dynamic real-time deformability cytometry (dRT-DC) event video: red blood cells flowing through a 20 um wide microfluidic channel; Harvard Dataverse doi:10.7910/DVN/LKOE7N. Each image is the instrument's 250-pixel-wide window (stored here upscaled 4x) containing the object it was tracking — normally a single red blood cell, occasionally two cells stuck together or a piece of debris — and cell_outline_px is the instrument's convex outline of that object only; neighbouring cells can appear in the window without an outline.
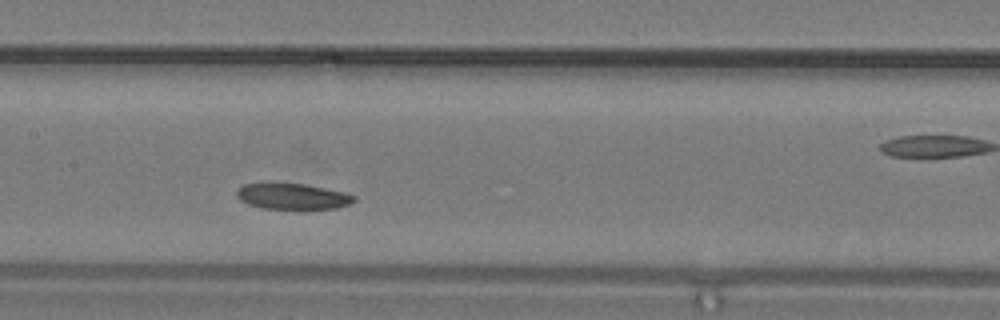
{"species": "common noctule bat (a hibernating species)", "species_latin": "Nyctalus noctula", "temperature_condition": "warm", "stored_images_in_passage": 26, "camera_frame_rate_fps": 3000, "um_per_image_px": 0.085, "animal": {"sex": "male", "body_mass_g": 19.2, "forearm_length_mm": 51.8}, "frame": {"image": 1, "passage_image": 12, "time_ms": 3.667, "image_size_px": [1000, 320], "cell_outline_px": [[356, 200], [352, 204], [336, 208], [300, 212], [260, 208], [248, 204], [240, 200], [236, 196], [236, 192], [244, 184], [304, 184], [344, 192], [356, 196]], "centroid_in_image_um": [24.93, 16.76], "position_along_channel_um": 182.5, "area_um2": 18.44}}
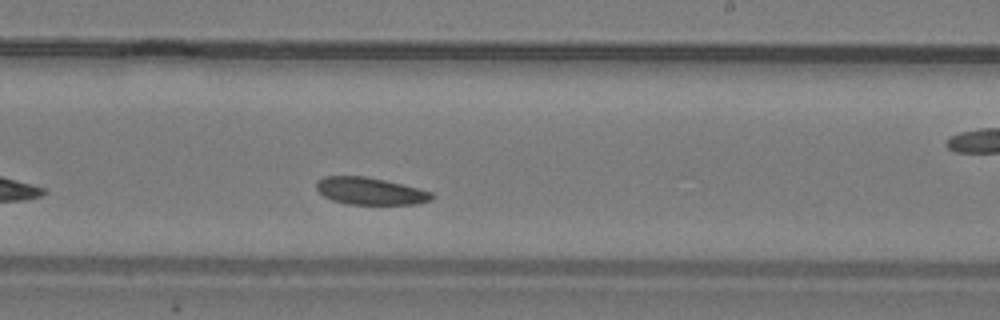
{"frame": {"image": 2, "passage_image": 15, "time_ms": 4.667, "image_size_px": [1000, 320], "cell_outline_px": [[436, 196], [432, 200], [416, 204], [348, 204], [332, 200], [324, 196], [316, 188], [316, 184], [324, 176], [364, 176], [384, 180], [432, 192]], "centroid_in_image_um": [31.48, 16.25], "position_along_channel_um": 257.5, "area_um2": 18.09}}